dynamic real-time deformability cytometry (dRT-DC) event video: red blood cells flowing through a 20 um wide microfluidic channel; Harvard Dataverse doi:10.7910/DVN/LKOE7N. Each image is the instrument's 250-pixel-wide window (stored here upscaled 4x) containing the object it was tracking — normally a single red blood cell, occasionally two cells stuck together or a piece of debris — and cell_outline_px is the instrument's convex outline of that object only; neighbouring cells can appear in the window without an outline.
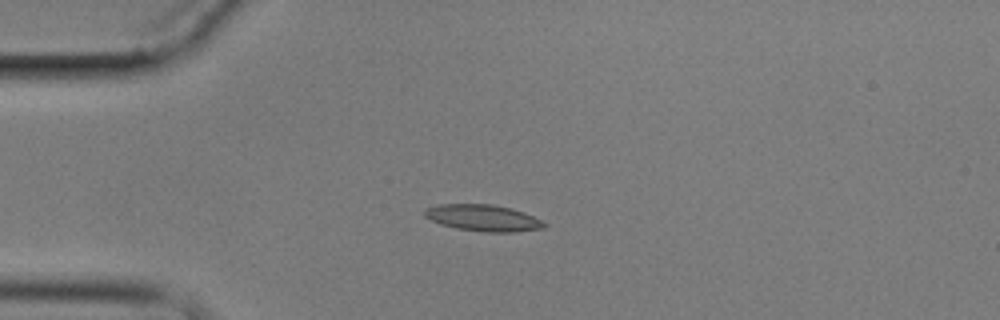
{"species": "common noctule bat (a hibernating species)", "species_latin": "Nyctalus noctula", "temperature_condition": "cold", "stored_images_in_passage": 7, "camera_frame_rate_fps": 3000, "um_per_image_px": 0.085, "animal": {"sex": "male", "body_mass_g": 17.9}, "frame": {"image": 1, "passage_image": 4, "time_ms": 4.333, "image_size_px": [1000, 320], "cell_outline_px": [[548, 224], [544, 228], [516, 232], [484, 232], [456, 228], [440, 224], [424, 216], [424, 208], [440, 204], [492, 204], [524, 212]], "centroid_in_image_um": [41.05, 18.52], "position_along_channel_um": 43.9, "area_um2": 18.44}}
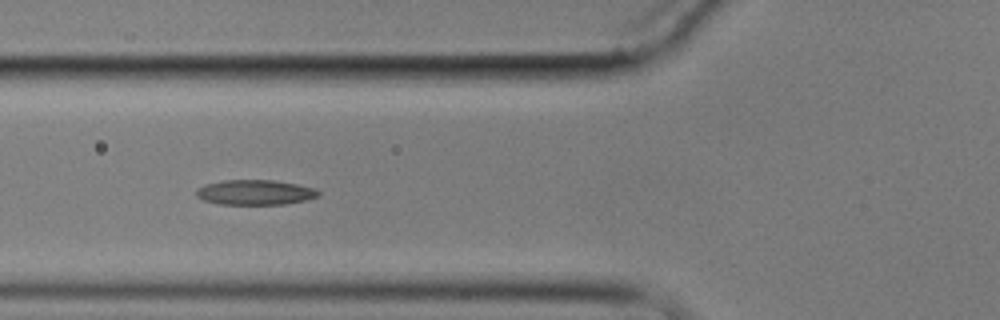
{"frame": {"image": 2, "passage_image": 6, "time_ms": 6.667, "image_size_px": [1000, 320], "cell_outline_px": [[320, 196], [304, 200], [284, 204], [220, 204], [204, 200], [196, 196], [196, 188], [204, 184], [224, 180], [276, 180], [316, 188], [320, 192]], "centroid_in_image_um": [21.68, 16.34], "position_along_channel_um": 104.1, "area_um2": 17.86}}
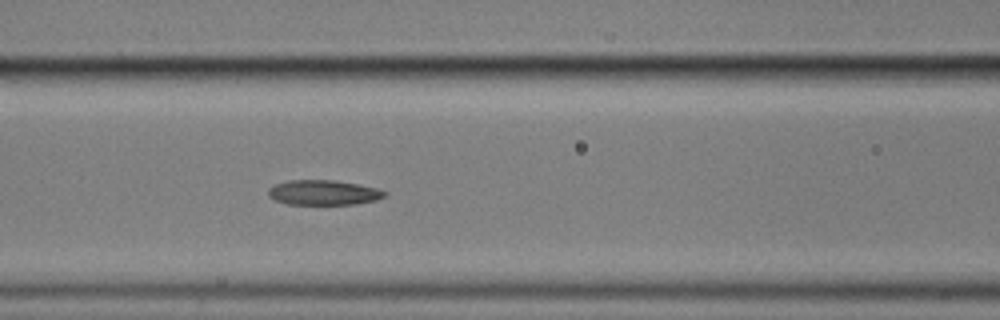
{"frame": {"image": 3, "passage_image": 7, "time_ms": 7.667, "image_size_px": [1000, 320], "cell_outline_px": [[388, 192], [384, 196], [376, 200], [352, 204], [288, 204], [276, 200], [268, 196], [268, 188], [276, 184], [288, 180], [332, 180], [356, 184], [376, 188]], "centroid_in_image_um": [27.47, 16.36], "position_along_channel_um": 139.1, "area_um2": 16.7}}